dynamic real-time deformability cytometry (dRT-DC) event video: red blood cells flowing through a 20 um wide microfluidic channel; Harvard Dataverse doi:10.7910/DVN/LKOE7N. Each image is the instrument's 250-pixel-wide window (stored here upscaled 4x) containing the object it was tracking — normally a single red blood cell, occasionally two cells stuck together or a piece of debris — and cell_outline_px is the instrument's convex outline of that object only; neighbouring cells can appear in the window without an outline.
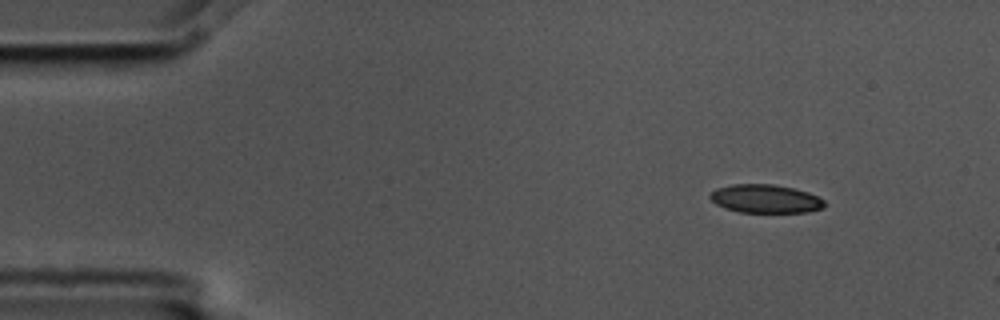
{"species": "common noctule bat (a hibernating species)", "species_latin": "Nyctalus noctula", "temperature_condition": "cold", "stored_images_in_passage": 2, "camera_frame_rate_fps": 3000, "um_per_image_px": 0.085, "animal": {"sex": "male", "body_mass_g": 17.5, "forearm_length_mm": 52.3}, "frame": {"image": 1, "passage_image": 1, "time_ms": 0.0, "image_size_px": [1000, 320], "cell_outline_px": [[824, 208], [808, 212], [740, 212], [724, 208], [716, 204], [708, 196], [716, 188], [732, 184], [772, 184], [792, 188], [808, 192], [824, 200]], "centroid_in_image_um": [65.04, 16.89], "position_along_channel_um": 20.0, "area_um2": 18.9}}